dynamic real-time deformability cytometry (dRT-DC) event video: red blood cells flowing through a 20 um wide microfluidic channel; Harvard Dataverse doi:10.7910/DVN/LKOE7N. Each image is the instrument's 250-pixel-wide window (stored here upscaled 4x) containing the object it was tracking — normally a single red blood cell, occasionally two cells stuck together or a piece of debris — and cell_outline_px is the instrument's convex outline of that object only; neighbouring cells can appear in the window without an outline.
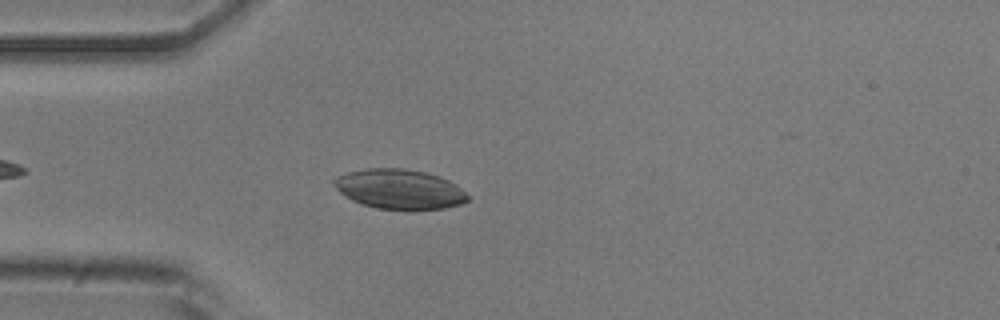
{"species": "common noctule bat (a hibernating species)", "species_latin": "Nyctalus noctula", "temperature_condition": "room temperature", "stored_images_in_passage": 38, "camera_frame_rate_fps": 3000, "um_per_image_px": 0.085, "animal": {"sex": "male", "body_mass_g": 20.5, "forearm_length_mm": 52.5}, "frame": {"image": 1, "passage_image": 6, "time_ms": 1.667, "image_size_px": [1000, 320], "cell_outline_px": [[468, 200], [460, 204], [444, 208], [412, 212], [408, 212], [376, 208], [352, 200], [340, 192], [332, 184], [332, 180], [336, 176], [348, 172], [368, 168], [404, 168], [424, 172], [448, 180], [456, 184], [468, 196]], "centroid_in_image_um": [33.94, 16.11], "position_along_channel_um": 51.1, "area_um2": 31.39}}
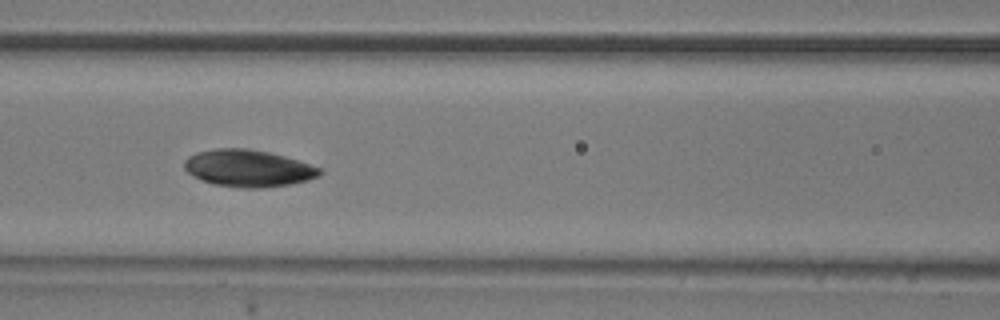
{"frame": {"image": 2, "passage_image": 14, "time_ms": 4.333, "image_size_px": [1000, 320], "cell_outline_px": [[324, 172], [320, 176], [308, 180], [292, 184], [264, 188], [240, 188], [212, 184], [200, 180], [188, 172], [184, 168], [184, 160], [188, 156], [196, 152], [216, 148], [248, 148], [268, 152], [284, 156], [320, 168]], "centroid_in_image_um": [21.08, 14.31], "position_along_channel_um": 145.5, "area_um2": 29.42}}
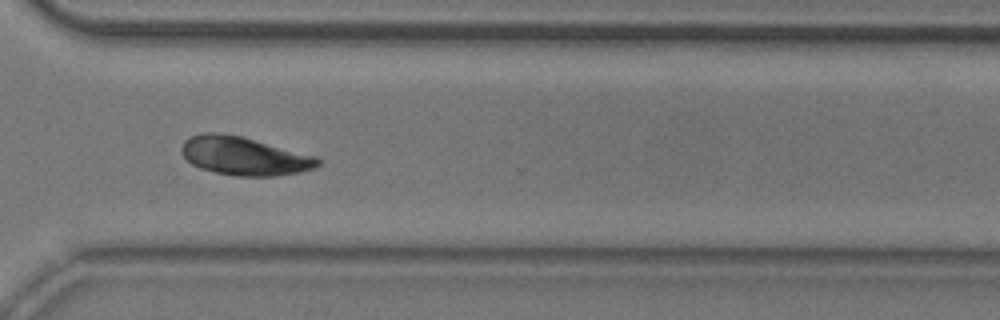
{"frame": {"image": 3, "passage_image": 30, "time_ms": 9.667, "image_size_px": [1000, 320], "cell_outline_px": [[320, 164], [316, 168], [300, 172], [276, 176], [236, 176], [216, 172], [200, 168], [192, 164], [184, 156], [180, 148], [184, 140], [188, 136], [204, 132], [220, 132], [240, 136], [316, 156], [320, 160]], "centroid_in_image_um": [20.74, 13.25], "position_along_channel_um": 349.9, "area_um2": 30.52}, "authors_computed_cell_mechanics": {"area_um2": 29.1312, "velocity_mm_per_s": 3.8376, "shape_relaxation_time_tau1_ms": null, "shape_relaxation_time_tau2_ms": 8.0326, "deformation_change_tau1": null, "deformation_change_tau2": 0.0982}}